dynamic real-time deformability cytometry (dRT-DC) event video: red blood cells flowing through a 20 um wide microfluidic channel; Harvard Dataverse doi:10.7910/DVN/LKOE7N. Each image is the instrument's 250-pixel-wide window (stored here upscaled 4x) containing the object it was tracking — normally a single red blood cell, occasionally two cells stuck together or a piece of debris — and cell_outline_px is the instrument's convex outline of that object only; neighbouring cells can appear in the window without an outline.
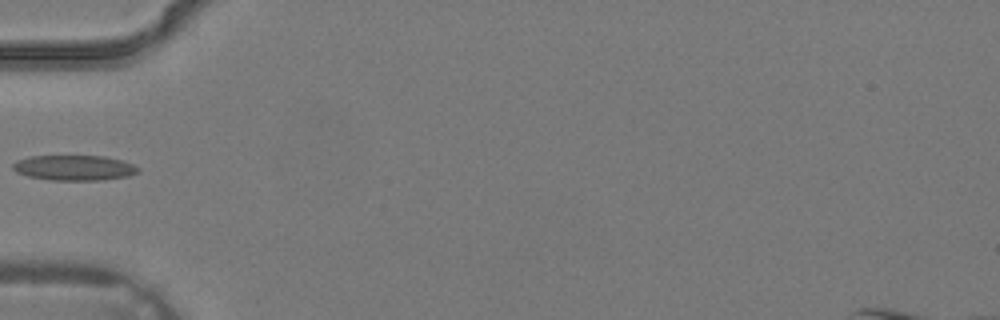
{"species": "common noctule bat (a hibernating species)", "species_latin": "Nyctalus noctula", "temperature_condition": "warm", "stored_images_in_passage": 4, "camera_frame_rate_fps": 3000, "um_per_image_px": 0.085, "animal": {"sex": "male", "body_mass_g": 19.2, "forearm_length_mm": 51.8}, "frame": {"image": 1, "passage_image": 4, "time_ms": 1.0, "image_size_px": [1000, 320], "cell_outline_px": [[140, 172], [128, 176], [100, 180], [52, 180], [28, 176], [16, 172], [12, 168], [12, 164], [16, 160], [28, 156], [104, 156], [120, 160], [132, 164], [140, 168]], "centroid_in_image_um": [6.29, 14.26], "position_along_channel_um": 78.7, "area_um2": 18.44}}